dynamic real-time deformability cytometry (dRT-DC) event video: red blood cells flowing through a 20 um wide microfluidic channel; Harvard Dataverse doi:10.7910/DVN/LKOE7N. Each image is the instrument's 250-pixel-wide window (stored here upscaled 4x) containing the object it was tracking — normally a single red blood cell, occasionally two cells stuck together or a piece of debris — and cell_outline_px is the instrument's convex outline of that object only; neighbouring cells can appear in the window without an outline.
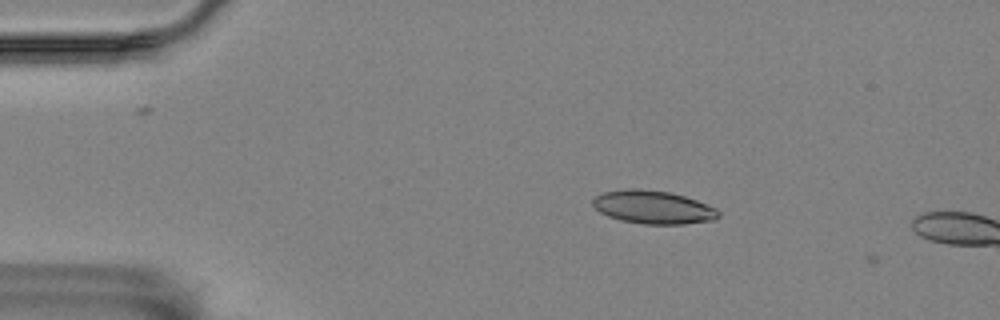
{"species": "Egyptian fruit bat (a non-hibernating species)", "species_latin": "Rousettus aegyptiacus", "temperature_condition": "room temperature", "stored_images_in_passage": 3, "camera_frame_rate_fps": 3000, "um_per_image_px": 0.085, "animal": {"sex": "female"}, "frame": {"image": 1, "passage_image": 2, "time_ms": 0.333, "image_size_px": [1000, 320], "cell_outline_px": [[720, 216], [716, 220], [684, 224], [644, 224], [620, 220], [608, 216], [600, 212], [592, 204], [592, 200], [596, 196], [604, 192], [628, 188], [640, 188], [672, 192], [696, 200], [716, 208], [720, 212]], "centroid_in_image_um": [55.54, 17.61], "position_along_channel_um": 29.5, "area_um2": 24.51}}